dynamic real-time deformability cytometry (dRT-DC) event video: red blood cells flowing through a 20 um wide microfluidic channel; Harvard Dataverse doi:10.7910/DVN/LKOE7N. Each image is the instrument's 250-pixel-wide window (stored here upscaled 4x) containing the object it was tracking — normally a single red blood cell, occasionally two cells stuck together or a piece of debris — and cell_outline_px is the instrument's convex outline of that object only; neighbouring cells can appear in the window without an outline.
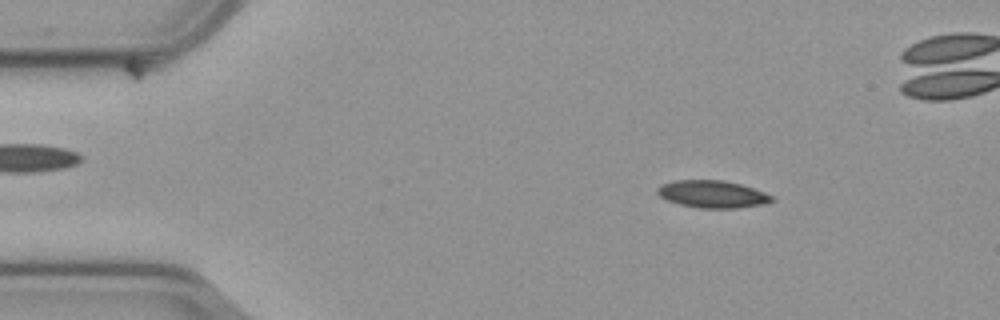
{"species": "common noctule bat (a hibernating species)", "species_latin": "Nyctalus noctula", "temperature_condition": "cold", "stored_images_in_passage": 57, "camera_frame_rate_fps": 3000, "um_per_image_px": 0.085, "animal": {"sex": "male", "body_mass_g": 23.1, "forearm_length_mm": 52.7}, "frame": {"image": 1, "passage_image": 8, "time_ms": 2.333, "image_size_px": [1000, 320], "cell_outline_px": [[776, 200], [764, 204], [736, 208], [696, 208], [680, 204], [668, 200], [660, 196], [656, 192], [656, 188], [660, 184], [672, 180], [724, 180], [740, 184], [764, 192], [772, 196]], "centroid_in_image_um": [60.53, 16.5], "position_along_channel_um": 24.5, "area_um2": 18.32}}
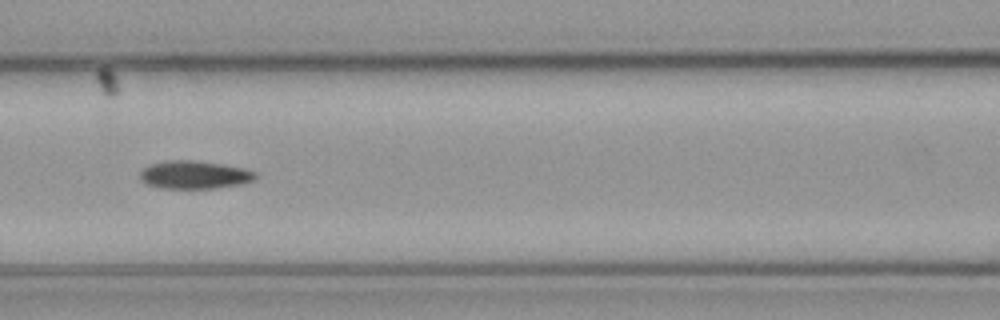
{"frame": {"image": 2, "passage_image": 24, "time_ms": 7.667, "image_size_px": [1000, 320], "cell_outline_px": [[256, 176], [252, 180], [244, 184], [216, 188], [160, 188], [148, 184], [140, 180], [140, 172], [144, 168], [152, 164], [168, 160], [192, 160], [220, 164], [244, 168], [256, 172]], "centroid_in_image_um": [16.53, 14.86], "position_along_channel_um": 150.1, "area_um2": 18.73}}
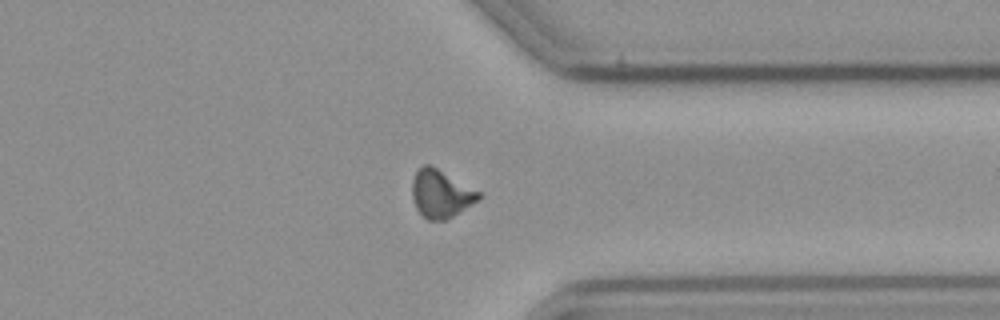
{"frame": {"image": 3, "passage_image": 43, "time_ms": 14.0, "image_size_px": [1000, 320], "cell_outline_px": [[480, 196], [476, 200], [452, 216], [444, 220], [428, 220], [416, 208], [412, 196], [412, 180], [416, 172], [424, 164], [432, 164], [480, 192]], "centroid_in_image_um": [37.43, 16.43], "position_along_channel_um": 374.0, "area_um2": 18.21}, "authors_computed_cell_mechanics": {"area_um2": 18.207, "velocity_mm_per_s": 3.6028, "shape_relaxation_time_tau1_ms": 10.2375, "shape_relaxation_time_tau2_ms": 7.0024, "deformation_change_tau1": 0.2099, "deformation_change_tau2": 0.126}}